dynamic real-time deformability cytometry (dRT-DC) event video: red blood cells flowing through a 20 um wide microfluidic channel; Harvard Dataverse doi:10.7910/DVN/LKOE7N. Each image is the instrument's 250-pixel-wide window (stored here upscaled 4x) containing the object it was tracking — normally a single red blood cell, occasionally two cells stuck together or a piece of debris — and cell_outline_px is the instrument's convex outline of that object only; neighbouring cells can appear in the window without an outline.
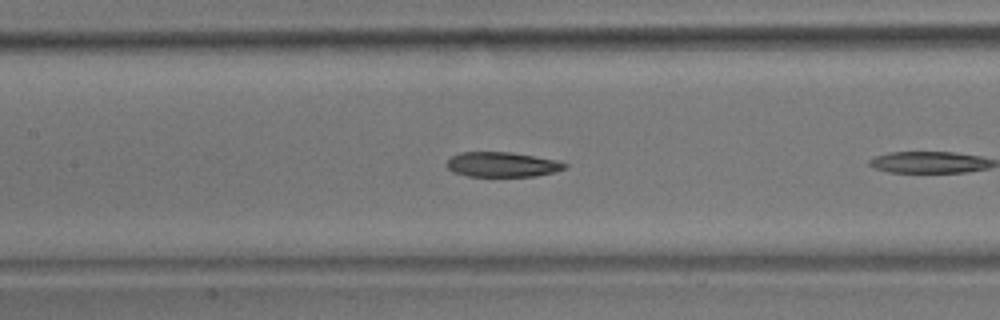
{"species": "common noctule bat (a hibernating species)", "species_latin": "Nyctalus noctula", "temperature_condition": "room temperature", "stored_images_in_passage": 8, "camera_frame_rate_fps": 3000, "um_per_image_px": 0.085, "animal": {"sex": "male", "body_mass_g": 17.9}, "frame": {"image": 1, "passage_image": 7, "time_ms": 2.0, "image_size_px": [1000, 320], "cell_outline_px": [[568, 164], [564, 168], [552, 172], [536, 176], [468, 176], [452, 172], [448, 168], [448, 160], [452, 156], [460, 152], [512, 152], [556, 160]], "centroid_in_image_um": [42.66, 13.98], "position_along_channel_um": 164.7, "area_um2": 16.94}}